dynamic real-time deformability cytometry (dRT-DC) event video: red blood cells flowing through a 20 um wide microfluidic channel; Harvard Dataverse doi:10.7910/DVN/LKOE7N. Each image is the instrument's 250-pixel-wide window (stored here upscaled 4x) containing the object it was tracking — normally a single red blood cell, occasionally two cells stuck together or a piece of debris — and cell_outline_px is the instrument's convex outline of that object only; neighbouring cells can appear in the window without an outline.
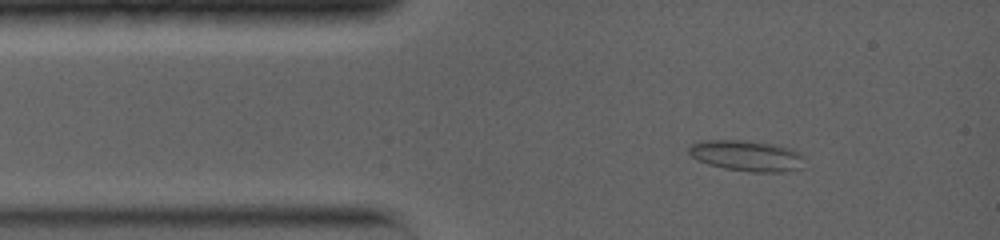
{"species": "common noctule bat (a hibernating species)", "species_latin": "Nyctalus noctula", "temperature_condition": "warm", "stored_images_in_passage": 13, "camera_frame_rate_fps": 5000, "um_per_image_px": 0.085, "animal": {"sex": "female", "body_mass_g": 19.0, "forearm_length_mm": 56.7}, "frame": {"image": 1, "passage_image": 4, "time_ms": 1.4, "image_size_px": [1000, 240], "cell_outline_px": [[804, 156], [800, 168], [784, 172], [752, 172], [724, 168], [708, 164], [696, 160], [688, 152], [688, 148], [692, 144], [704, 140], [744, 140], [792, 148], [800, 152]], "centroid_in_image_um": [63.46, 13.24], "position_along_channel_um": 21.5, "area_um2": 20.69}}
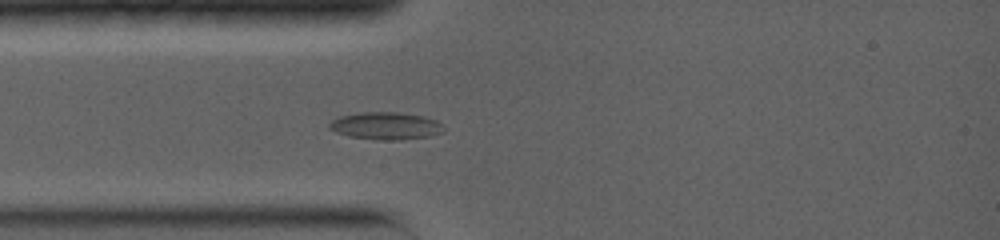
{"frame": {"image": 2, "passage_image": 8, "time_ms": 3.0, "image_size_px": [1000, 240], "cell_outline_px": [[444, 132], [432, 136], [400, 140], [376, 140], [348, 136], [336, 132], [328, 128], [328, 124], [336, 116], [360, 112], [396, 112], [424, 116], [436, 120], [444, 128]], "centroid_in_image_um": [32.76, 10.7], "position_along_channel_um": 52.2, "area_um2": 18.55}}
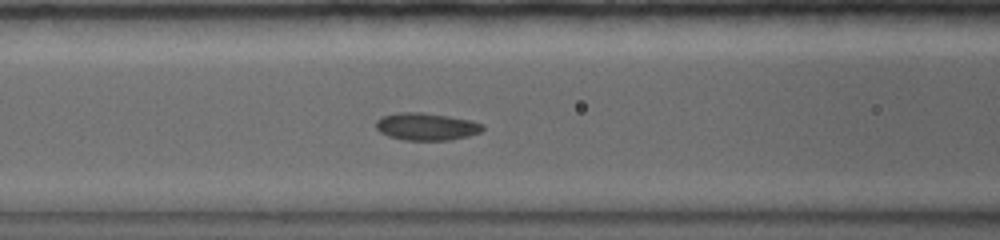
{"frame": {"image": 3, "passage_image": 13, "time_ms": 5.0, "image_size_px": [1000, 240], "cell_outline_px": [[484, 128], [480, 132], [468, 136], [452, 140], [404, 140], [388, 136], [380, 132], [376, 128], [376, 120], [380, 116], [396, 112], [424, 112], [448, 116], [468, 120], [484, 124]], "centroid_in_image_um": [36.21, 10.75], "position_along_channel_um": 130.4, "area_um2": 17.17}}